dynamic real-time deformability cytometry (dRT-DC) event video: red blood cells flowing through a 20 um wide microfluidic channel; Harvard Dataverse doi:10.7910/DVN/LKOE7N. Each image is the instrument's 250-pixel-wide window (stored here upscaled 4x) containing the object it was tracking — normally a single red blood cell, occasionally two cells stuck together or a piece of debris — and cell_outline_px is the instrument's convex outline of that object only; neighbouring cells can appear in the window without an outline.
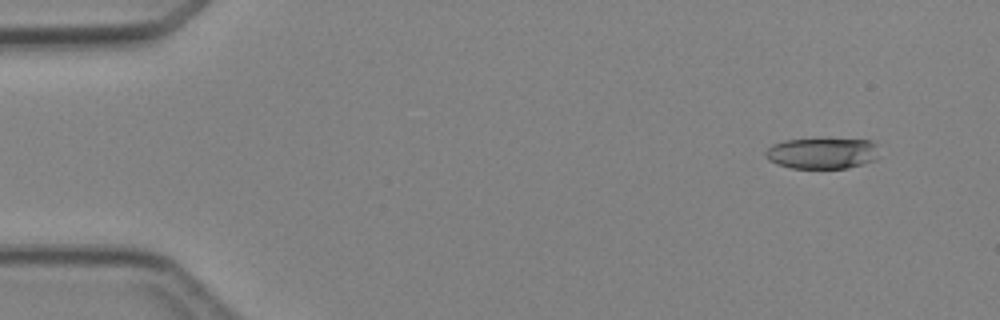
{"species": "Egyptian fruit bat (a non-hibernating species)", "species_latin": "Rousettus aegyptiacus", "temperature_condition": "cold", "stored_images_in_passage": 4, "camera_frame_rate_fps": 3000, "um_per_image_px": 0.085, "animal": {"sex": "female"}, "frame": {"image": 1, "passage_image": 1, "time_ms": 0.0, "image_size_px": [1000, 320], "cell_outline_px": [[876, 160], [864, 164], [848, 168], [792, 168], [776, 164], [768, 160], [764, 156], [764, 152], [772, 144], [784, 140], [872, 140], [876, 144]], "centroid_in_image_um": [69.85, 13.05], "position_along_channel_um": 15.2, "area_um2": 20.35}}
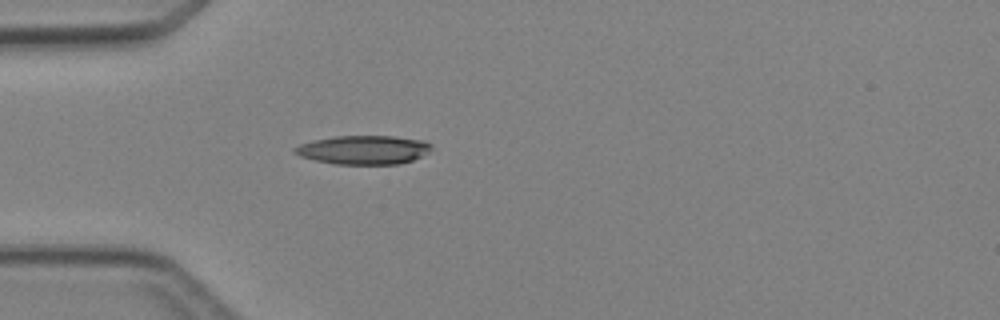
{"frame": {"image": 2, "passage_image": 4, "time_ms": 3.333, "image_size_px": [1000, 320], "cell_outline_px": [[432, 148], [428, 152], [412, 160], [396, 164], [336, 164], [316, 160], [300, 156], [292, 152], [292, 148], [300, 144], [316, 140], [336, 136], [392, 136], [424, 140], [432, 144]], "centroid_in_image_um": [30.9, 12.73], "position_along_channel_um": 54.1, "area_um2": 22.83}}